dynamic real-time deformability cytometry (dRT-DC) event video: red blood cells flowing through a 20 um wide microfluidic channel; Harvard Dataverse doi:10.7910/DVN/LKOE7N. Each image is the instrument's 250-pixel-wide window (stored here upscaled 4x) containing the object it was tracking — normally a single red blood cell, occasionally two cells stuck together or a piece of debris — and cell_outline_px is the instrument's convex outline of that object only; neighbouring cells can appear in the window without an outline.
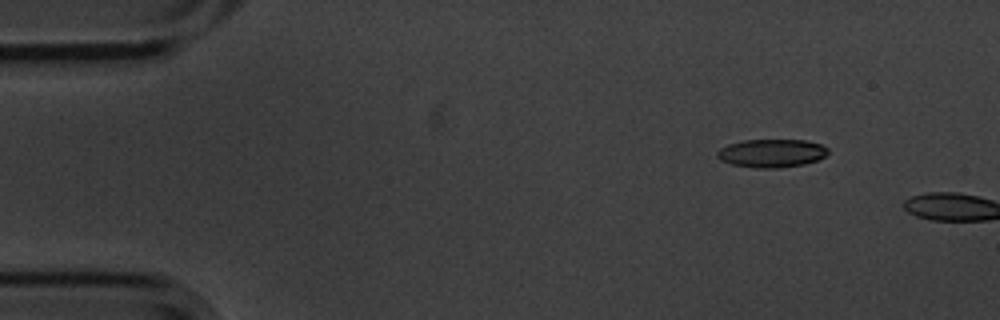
{"species": "common noctule bat (a hibernating species)", "species_latin": "Nyctalus noctula", "temperature_condition": "cold", "stored_images_in_passage": 3, "camera_frame_rate_fps": 3000, "um_per_image_px": 0.085, "animal": {"sex": "male", "body_mass_g": 20.1, "forearm_length_mm": 53.5}, "frame": {"image": 1, "passage_image": 1, "time_ms": 0.0, "image_size_px": [1000, 320], "cell_outline_px": [[828, 152], [824, 156], [816, 160], [804, 164], [776, 168], [756, 168], [732, 164], [720, 160], [716, 156], [716, 152], [720, 148], [728, 144], [744, 140], [804, 140], [820, 144], [828, 148]], "centroid_in_image_um": [65.55, 13.02], "position_along_channel_um": 19.4, "area_um2": 18.15}}